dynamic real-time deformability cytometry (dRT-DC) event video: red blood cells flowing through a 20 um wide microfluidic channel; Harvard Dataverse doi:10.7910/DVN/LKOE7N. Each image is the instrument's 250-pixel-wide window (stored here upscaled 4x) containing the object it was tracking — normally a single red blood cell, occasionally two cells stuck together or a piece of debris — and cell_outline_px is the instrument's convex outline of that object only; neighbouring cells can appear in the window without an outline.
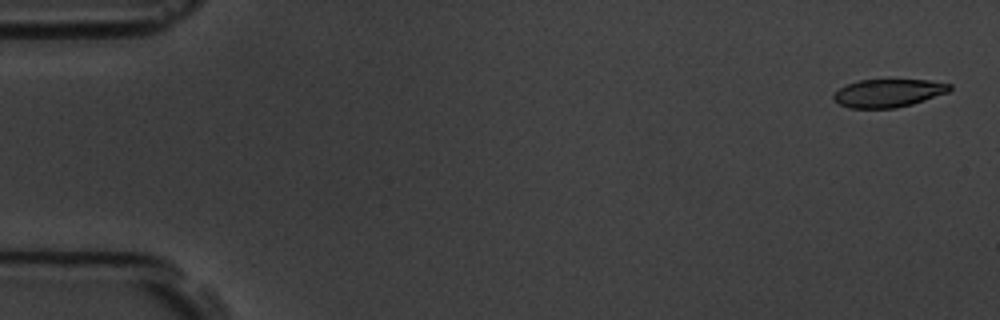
{"species": "common noctule bat (a hibernating species)", "species_latin": "Nyctalus noctula", "temperature_condition": "room temperature", "stored_images_in_passage": 3, "camera_frame_rate_fps": 3000, "um_per_image_px": 0.085, "animal": {"sex": "male", "body_mass_g": 19.5, "forearm_length_mm": 54.6}, "frame": {"image": 1, "passage_image": 1, "time_ms": 0.0, "image_size_px": [1000, 320], "cell_outline_px": [[952, 88], [948, 92], [912, 104], [896, 108], [848, 108], [840, 104], [832, 96], [840, 88], [848, 84], [860, 80], [928, 80], [952, 84]], "centroid_in_image_um": [75.53, 7.91], "position_along_channel_um": 9.5, "area_um2": 18.79}}